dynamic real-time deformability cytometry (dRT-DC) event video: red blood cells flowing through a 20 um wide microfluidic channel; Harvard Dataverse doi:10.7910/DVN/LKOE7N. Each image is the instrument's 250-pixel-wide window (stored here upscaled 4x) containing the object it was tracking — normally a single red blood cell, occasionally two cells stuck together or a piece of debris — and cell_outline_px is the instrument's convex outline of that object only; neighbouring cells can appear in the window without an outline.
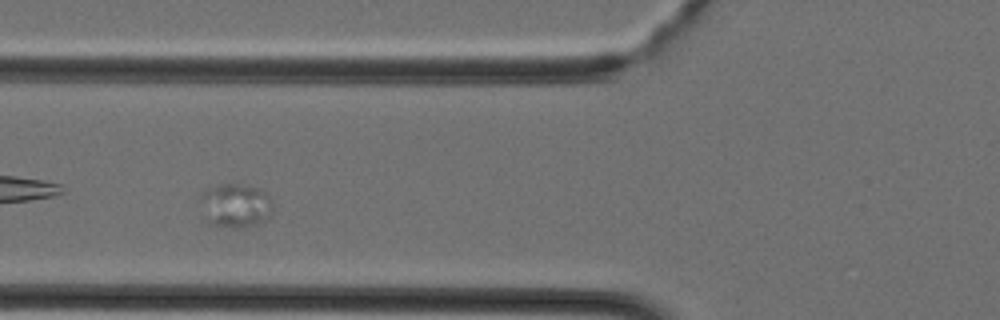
{"species": "Egyptian fruit bat (a non-hibernating species)", "species_latin": "Rousettus aegyptiacus", "temperature_condition": "cold", "stored_images_in_passage": 30, "camera_frame_rate_fps": 3000, "um_per_image_px": 0.085, "animal": {"sex": "female"}, "frame": {"image": 1, "passage_image": 4, "time_ms": 1.0, "image_size_px": [1000, 320], "cell_outline_px": [[272, 212], [264, 220], [256, 224], [212, 224], [208, 220], [200, 196], [208, 188], [220, 184], [236, 184], [260, 188], [268, 196], [272, 208]], "centroid_in_image_um": [20.04, 17.39], "position_along_channel_um": 105.8, "area_um2": 17.28}}
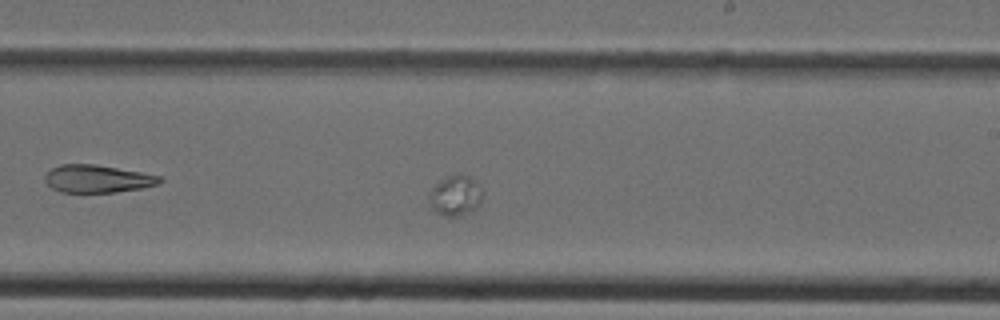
{"frame": {"image": 2, "passage_image": 13, "time_ms": 4.0, "image_size_px": [1000, 320], "cell_outline_px": [[480, 204], [472, 212], [460, 216], [444, 216], [436, 212], [428, 204], [428, 196], [432, 188], [444, 176], [456, 172], [468, 176], [476, 184], [480, 192]], "centroid_in_image_um": [38.64, 16.63], "position_along_channel_um": 250.4, "area_um2": 12.6}}
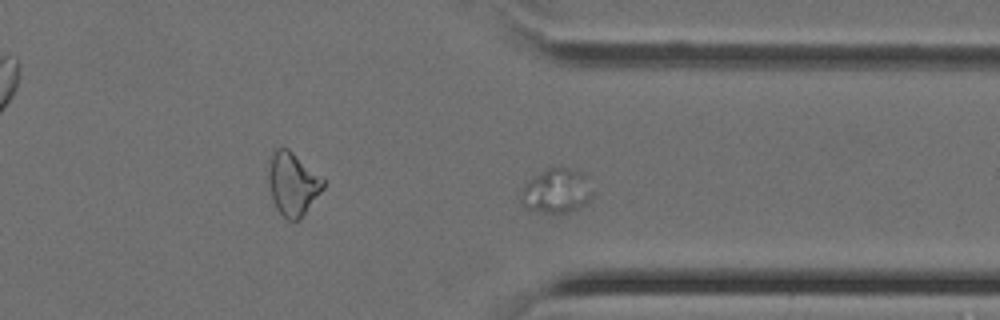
{"frame": {"image": 3, "passage_image": 20, "time_ms": 6.333, "image_size_px": [1000, 320], "cell_outline_px": [[592, 196], [580, 208], [560, 216], [540, 212], [528, 208], [520, 200], [520, 196], [528, 180], [548, 168], [568, 168], [584, 172], [588, 176], [592, 192]], "centroid_in_image_um": [47.35, 16.26], "position_along_channel_um": 364.1, "area_um2": 18.79}}